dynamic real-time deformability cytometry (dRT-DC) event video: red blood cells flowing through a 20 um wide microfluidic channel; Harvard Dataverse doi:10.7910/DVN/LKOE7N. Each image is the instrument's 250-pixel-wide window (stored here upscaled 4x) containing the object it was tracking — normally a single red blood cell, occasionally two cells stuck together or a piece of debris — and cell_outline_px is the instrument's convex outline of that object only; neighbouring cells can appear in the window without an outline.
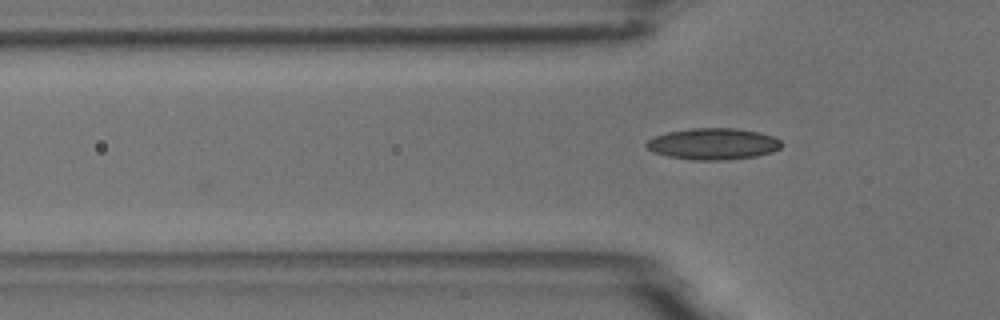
{"species": "common noctule bat (a hibernating species)", "species_latin": "Nyctalus noctula", "temperature_condition": "room temperature", "stored_images_in_passage": 2, "camera_frame_rate_fps": 3000, "um_per_image_px": 0.085, "animal": {"sex": "male", "body_mass_g": 18.8}, "frame": {"image": 1, "passage_image": 2, "time_ms": 1.0, "image_size_px": [1000, 320], "cell_outline_px": [[784, 144], [780, 148], [772, 152], [756, 156], [724, 160], [696, 160], [668, 156], [652, 152], [644, 144], [648, 140], [656, 136], [668, 132], [692, 128], [736, 128], [760, 132], [772, 136], [780, 140]], "centroid_in_image_um": [60.64, 12.23], "position_along_channel_um": 65.2, "area_um2": 24.74}}